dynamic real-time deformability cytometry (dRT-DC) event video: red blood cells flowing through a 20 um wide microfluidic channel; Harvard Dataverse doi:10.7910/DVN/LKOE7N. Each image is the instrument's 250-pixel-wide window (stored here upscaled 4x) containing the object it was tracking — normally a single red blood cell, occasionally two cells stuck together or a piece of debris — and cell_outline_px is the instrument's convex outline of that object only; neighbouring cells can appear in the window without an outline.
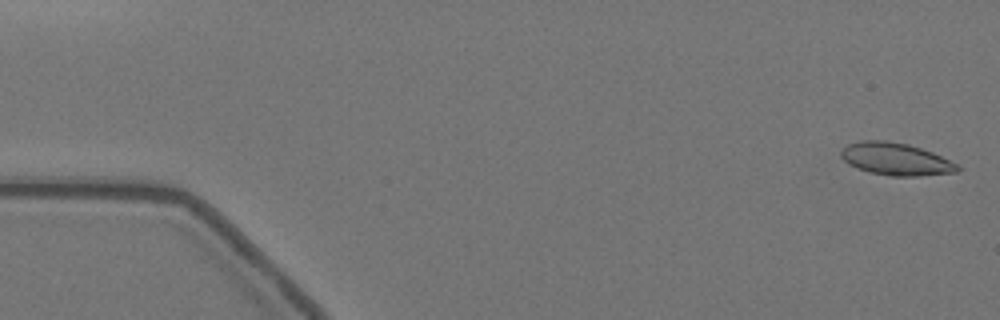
{"species": "Egyptian fruit bat (a non-hibernating species)", "species_latin": "Rousettus aegyptiacus", "temperature_condition": "warm", "stored_images_in_passage": 58, "camera_frame_rate_fps": 3000, "um_per_image_px": 0.085, "animal": {"sex": "female"}, "frame": {"image": 1, "passage_image": 2, "time_ms": 0.333, "image_size_px": [1000, 320], "cell_outline_px": [[960, 168], [956, 172], [920, 176], [892, 176], [868, 172], [848, 164], [840, 156], [840, 152], [848, 144], [860, 140], [884, 140], [908, 144], [932, 152], [960, 164]], "centroid_in_image_um": [76.15, 13.52], "position_along_channel_um": 8.9, "area_um2": 22.08}}
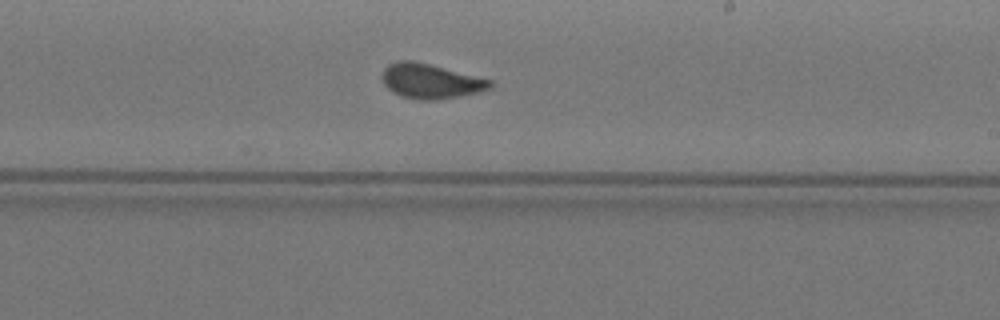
{"frame": {"image": 2, "passage_image": 34, "time_ms": 11.0, "image_size_px": [1000, 320], "cell_outline_px": [[492, 88], [480, 92], [460, 96], [436, 100], [424, 100], [400, 96], [392, 92], [384, 84], [380, 76], [384, 68], [388, 64], [400, 60], [412, 60], [492, 80]], "centroid_in_image_um": [36.57, 6.9], "position_along_channel_um": 252.4, "area_um2": 21.85}}
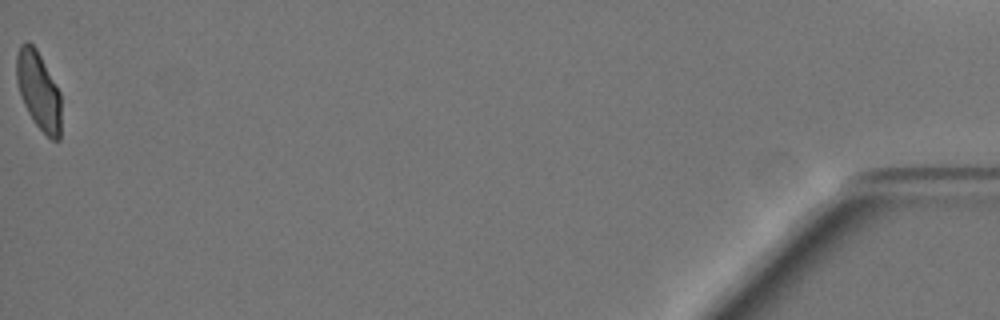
{"frame": {"image": 3, "passage_image": 58, "time_ms": 19.0, "image_size_px": [1000, 320], "cell_outline_px": [[60, 140], [52, 140], [32, 120], [20, 96], [16, 80], [16, 56], [20, 44], [24, 40], [28, 40], [36, 48], [60, 92]], "centroid_in_image_um": [3.25, 7.67], "position_along_channel_um": 431.9, "area_um2": 20.29}, "authors_computed_cell_mechanics": {"area_um2": 21.675, "velocity_mm_per_s": 3.5265, "shape_relaxation_time_tau1_ms": 5.2599, "shape_relaxation_time_tau2_ms": 0.6606, "deformation_change_tau1": 0.1482, "deformation_change_tau2": 0.0473}}